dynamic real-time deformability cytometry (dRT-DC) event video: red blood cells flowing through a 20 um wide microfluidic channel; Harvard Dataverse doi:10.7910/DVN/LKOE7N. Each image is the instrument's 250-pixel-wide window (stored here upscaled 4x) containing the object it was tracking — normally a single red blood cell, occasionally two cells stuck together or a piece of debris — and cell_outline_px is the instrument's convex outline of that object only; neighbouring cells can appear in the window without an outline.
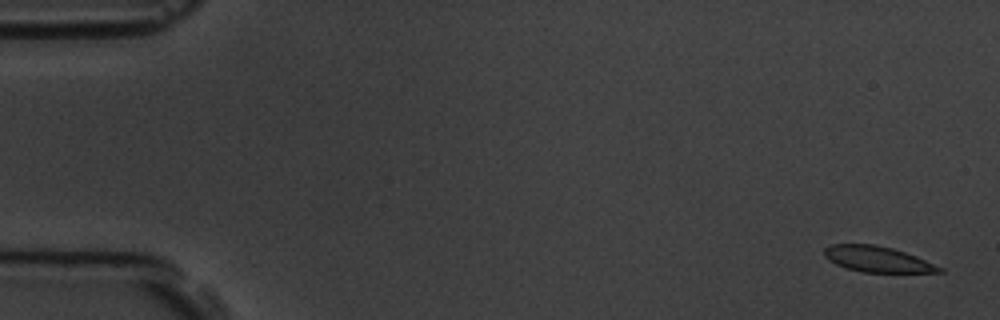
{"species": "common noctule bat (a hibernating species)", "species_latin": "Nyctalus noctula", "temperature_condition": "room temperature", "stored_images_in_passage": 5, "camera_frame_rate_fps": 3000, "um_per_image_px": 0.085, "animal": {"sex": "male", "body_mass_g": 19.5, "forearm_length_mm": 54.6}, "frame": {"image": 1, "passage_image": 1, "time_ms": 0.0, "image_size_px": [1000, 320], "cell_outline_px": [[944, 272], [864, 272], [848, 268], [836, 264], [828, 260], [824, 256], [824, 248], [832, 244], [876, 244], [892, 248], [916, 256], [944, 268]], "centroid_in_image_um": [74.57, 22.02], "position_along_channel_um": 10.4, "area_um2": 17.17}}
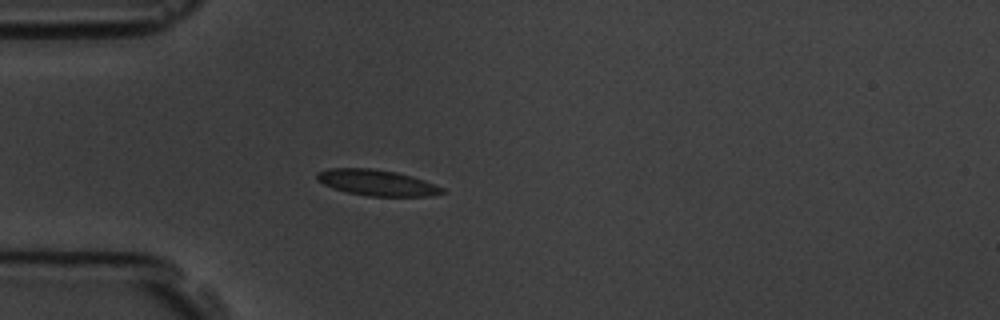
{"frame": {"image": 2, "passage_image": 5, "time_ms": 4.667, "image_size_px": [1000, 320], "cell_outline_px": [[444, 192], [428, 196], [368, 196], [348, 192], [332, 188], [316, 180], [316, 172], [328, 168], [368, 168], [396, 172], [424, 180], [436, 184], [444, 188]], "centroid_in_image_um": [32.0, 15.52], "position_along_channel_um": 53.0, "area_um2": 18.84}}